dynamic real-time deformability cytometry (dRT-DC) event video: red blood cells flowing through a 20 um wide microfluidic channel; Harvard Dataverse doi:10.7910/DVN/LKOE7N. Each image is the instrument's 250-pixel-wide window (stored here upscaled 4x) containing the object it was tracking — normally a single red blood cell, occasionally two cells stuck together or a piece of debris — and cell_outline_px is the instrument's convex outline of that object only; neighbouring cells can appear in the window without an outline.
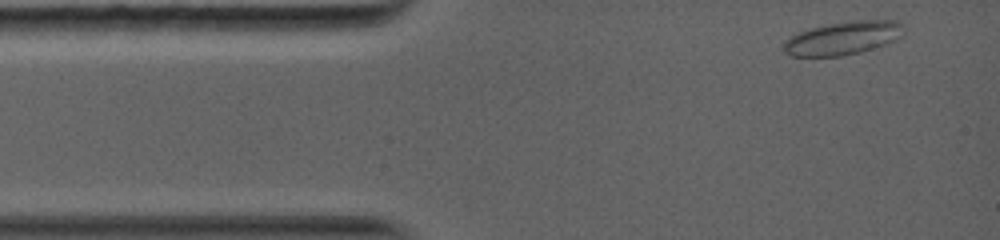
{"species": "common noctule bat (a hibernating species)", "species_latin": "Nyctalus noctula", "temperature_condition": "warm", "stored_images_in_passage": 22, "camera_frame_rate_fps": 5000, "um_per_image_px": 0.085, "animal": {"sex": "female", "body_mass_g": 19.0, "forearm_length_mm": 56.7}, "frame": {"image": 1, "passage_image": 1, "time_ms": 0.0, "image_size_px": [1000, 240], "cell_outline_px": [[904, 36], [896, 40], [860, 52], [840, 56], [792, 56], [784, 52], [780, 44], [784, 40], [800, 32], [812, 28], [828, 24], [856, 20], [896, 20], [900, 24], [904, 32]], "centroid_in_image_um": [71.63, 3.24], "position_along_channel_um": 13.4, "area_um2": 23.24}}
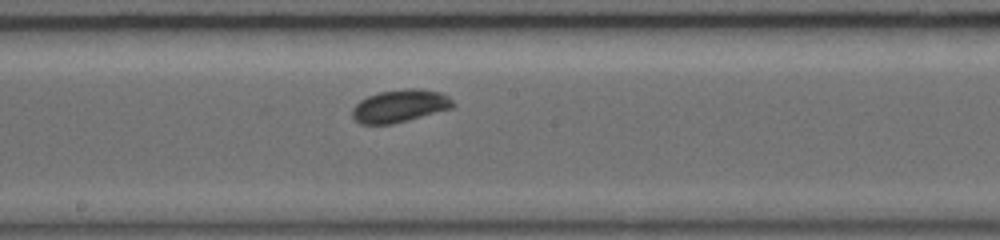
{"frame": {"image": 2, "passage_image": 12, "time_ms": 6.2, "image_size_px": [1000, 240], "cell_outline_px": [[456, 104], [452, 108], [408, 120], [392, 124], [360, 124], [352, 116], [352, 108], [360, 100], [368, 96], [380, 92], [408, 88], [416, 88], [440, 92], [448, 96]], "centroid_in_image_um": [33.99, 9.0], "position_along_channel_um": 214.2, "area_um2": 19.07}}
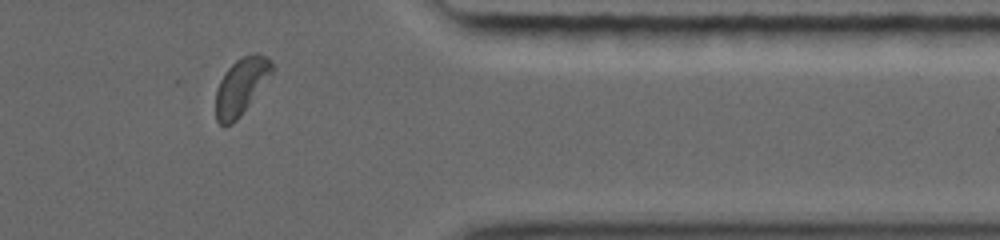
{"frame": {"image": 3, "passage_image": 20, "time_ms": 10.8, "image_size_px": [1000, 240], "cell_outline_px": [[276, 68], [272, 76], [236, 120], [232, 124], [224, 128], [216, 120], [216, 88], [224, 72], [236, 60], [244, 56], [256, 52], [268, 56], [272, 60]], "centroid_in_image_um": [20.53, 7.31], "position_along_channel_um": 390.9, "area_um2": 18.96}, "authors_computed_cell_mechanics": {"area_um2": 18.9584, "velocity_mm_per_s": 4.0888, "shape_relaxation_time_tau1_ms": 1.6923, "shape_relaxation_time_tau2_ms": null, "deformation_change_tau1": 0.0619, "deformation_change_tau2": null}}